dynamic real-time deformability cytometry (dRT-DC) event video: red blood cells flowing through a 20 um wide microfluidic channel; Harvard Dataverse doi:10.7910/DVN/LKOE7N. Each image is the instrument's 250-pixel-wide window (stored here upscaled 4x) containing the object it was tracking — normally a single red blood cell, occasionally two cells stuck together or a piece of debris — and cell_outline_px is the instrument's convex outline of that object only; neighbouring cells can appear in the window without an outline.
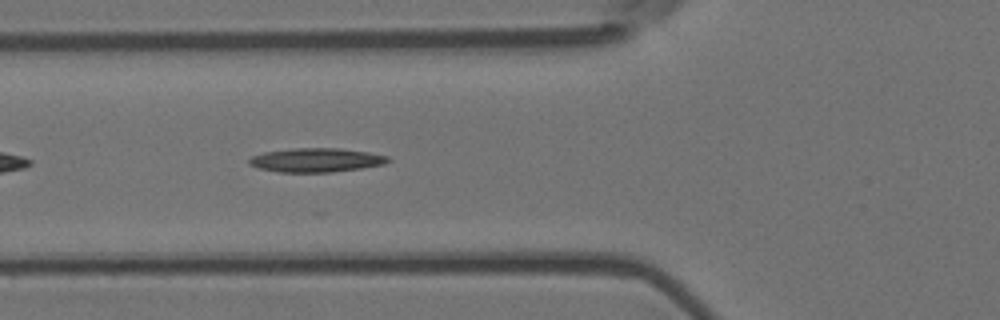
{"species": "Egyptian fruit bat (a non-hibernating species)", "species_latin": "Rousettus aegyptiacus", "temperature_condition": "room temperature", "stored_images_in_passage": 41, "camera_frame_rate_fps": 3000, "um_per_image_px": 0.085, "animal": {"sex": "female"}, "frame": {"image": 1, "passage_image": 6, "time_ms": 1.667, "image_size_px": [1000, 320], "cell_outline_px": [[392, 160], [384, 164], [360, 168], [332, 172], [280, 172], [256, 168], [248, 164], [248, 160], [252, 156], [264, 152], [292, 148], [340, 148], [368, 152], [388, 156]], "centroid_in_image_um": [26.85, 13.6], "position_along_channel_um": 98.9, "area_um2": 19.48}}
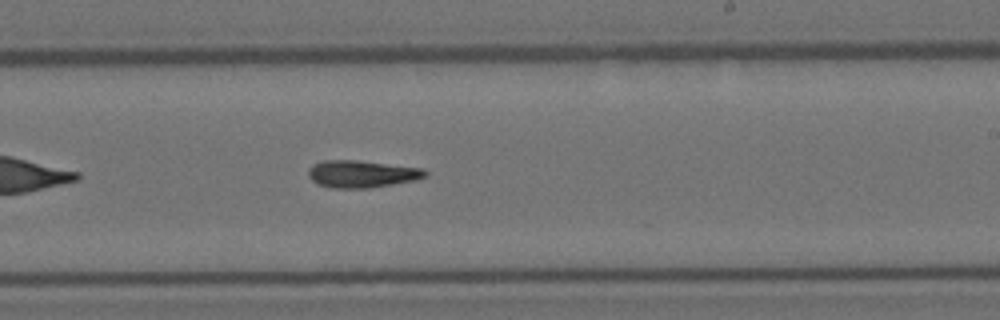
{"frame": {"image": 2, "passage_image": 19, "time_ms": 6.0, "image_size_px": [1000, 320], "cell_outline_px": [[428, 176], [416, 180], [368, 188], [332, 188], [316, 184], [308, 176], [308, 168], [312, 164], [324, 160], [356, 160], [424, 168], [428, 172]], "centroid_in_image_um": [30.75, 14.78], "position_along_channel_um": 258.3, "area_um2": 18.73}}
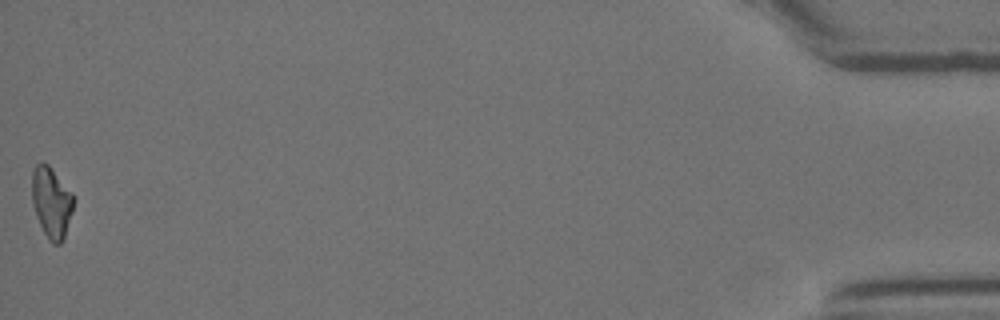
{"frame": {"image": 3, "passage_image": 41, "time_ms": 13.333, "image_size_px": [1000, 320], "cell_outline_px": [[76, 196], [72, 212], [64, 240], [60, 244], [52, 244], [48, 240], [36, 216], [32, 204], [32, 172], [36, 164], [40, 160], [48, 164]], "centroid_in_image_um": [4.39, 17.19], "position_along_channel_um": 430.8, "area_um2": 17.57}}